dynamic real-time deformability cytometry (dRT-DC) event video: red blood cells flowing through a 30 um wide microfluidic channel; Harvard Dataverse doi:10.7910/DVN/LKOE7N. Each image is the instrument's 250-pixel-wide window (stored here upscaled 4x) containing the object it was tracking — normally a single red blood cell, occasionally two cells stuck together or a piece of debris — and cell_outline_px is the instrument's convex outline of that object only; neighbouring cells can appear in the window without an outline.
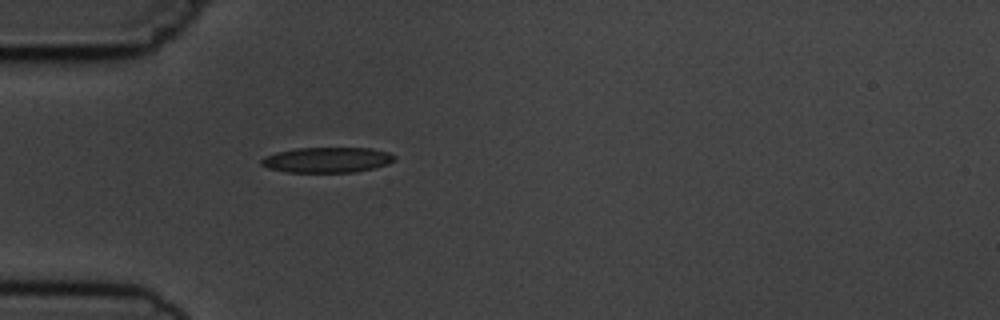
{"species": "common noctule bat (a hibernating species)", "species_latin": "Nyctalus noctula", "temperature_condition": "cold", "stored_images_in_passage": 3, "camera_frame_rate_fps": 3000, "um_per_image_px": 0.085, "animal": {"sex": "male", "body_mass_g": 19.5, "forearm_length_mm": 54.6}, "frame": {"image": 1, "passage_image": 3, "time_ms": 3.333, "image_size_px": [1000, 320], "cell_outline_px": [[396, 160], [388, 164], [356, 172], [288, 172], [268, 168], [260, 164], [260, 160], [264, 156], [276, 152], [296, 148], [372, 148], [388, 152], [396, 156]], "centroid_in_image_um": [27.81, 13.58], "position_along_channel_um": 57.2, "area_um2": 19.77}}